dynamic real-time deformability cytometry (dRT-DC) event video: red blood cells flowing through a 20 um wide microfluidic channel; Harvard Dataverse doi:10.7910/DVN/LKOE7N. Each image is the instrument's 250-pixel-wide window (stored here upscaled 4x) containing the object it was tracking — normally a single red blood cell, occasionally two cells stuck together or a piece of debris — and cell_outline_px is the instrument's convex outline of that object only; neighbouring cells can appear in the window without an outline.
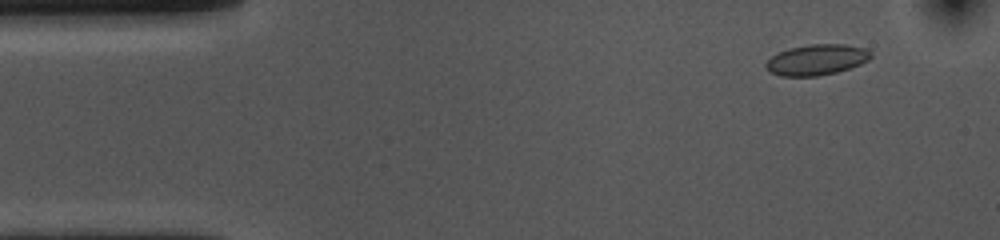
{"species": "common noctule bat (a hibernating species)", "species_latin": "Nyctalus noctula", "temperature_condition": "cold", "stored_images_in_passage": 54, "camera_frame_rate_fps": 3000, "um_per_image_px": 0.085, "animal": {"sex": "female", "body_mass_g": 10.0, "forearm_length_mm": 53.1}, "frame": {"image": 1, "passage_image": 5, "time_ms": 1.333, "image_size_px": [1000, 240], "cell_outline_px": [[872, 56], [868, 60], [860, 64], [836, 72], [820, 76], [780, 76], [764, 68], [764, 64], [772, 56], [788, 48], [808, 44], [844, 44], [864, 48], [872, 52]], "centroid_in_image_um": [69.4, 5.07], "position_along_channel_um": 15.6, "area_um2": 18.79}}
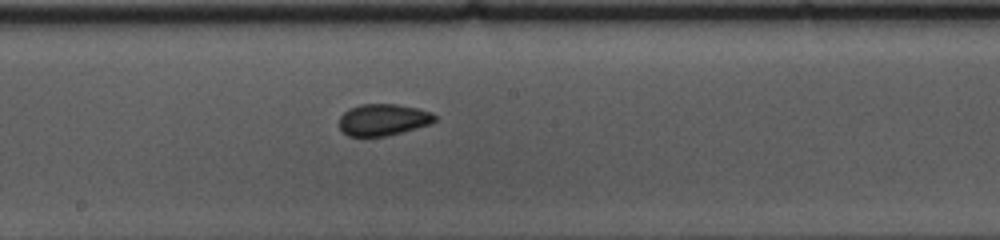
{"frame": {"image": 2, "passage_image": 28, "time_ms": 9.0, "image_size_px": [1000, 240], "cell_outline_px": [[436, 120], [432, 124], [384, 136], [348, 136], [340, 128], [340, 116], [348, 108], [360, 104], [396, 104], [416, 108], [432, 112], [436, 116]], "centroid_in_image_um": [32.57, 10.16], "position_along_channel_um": 215.6, "area_um2": 17.57}}
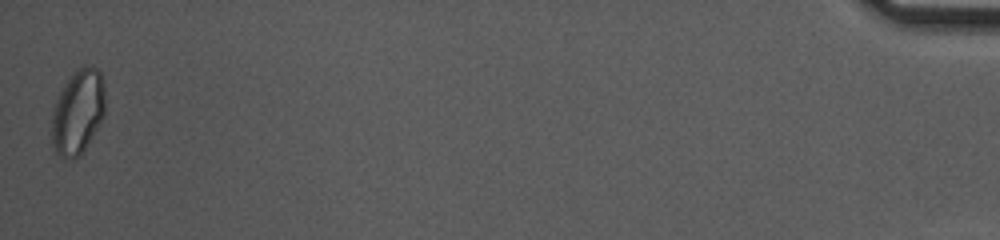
{"frame": {"image": 3, "passage_image": 54, "time_ms": 17.667, "image_size_px": [1000, 240], "cell_outline_px": [[104, 116], [80, 156], [60, 156], [56, 152], [52, 144], [52, 112], [56, 100], [68, 76], [72, 72], [84, 64], [92, 64], [100, 72], [104, 84]], "centroid_in_image_um": [6.62, 9.43], "position_along_channel_um": 428.6, "area_um2": 26.24}, "authors_computed_cell_mechanics": {"area_um2": 18.0914, "velocity_mm_per_s": 3.6225, "shape_relaxation_time_tau1_ms": 5.4225, "shape_relaxation_time_tau2_ms": 1.4928, "deformation_change_tau1": 0.0831, "deformation_change_tau2": 0.058}}